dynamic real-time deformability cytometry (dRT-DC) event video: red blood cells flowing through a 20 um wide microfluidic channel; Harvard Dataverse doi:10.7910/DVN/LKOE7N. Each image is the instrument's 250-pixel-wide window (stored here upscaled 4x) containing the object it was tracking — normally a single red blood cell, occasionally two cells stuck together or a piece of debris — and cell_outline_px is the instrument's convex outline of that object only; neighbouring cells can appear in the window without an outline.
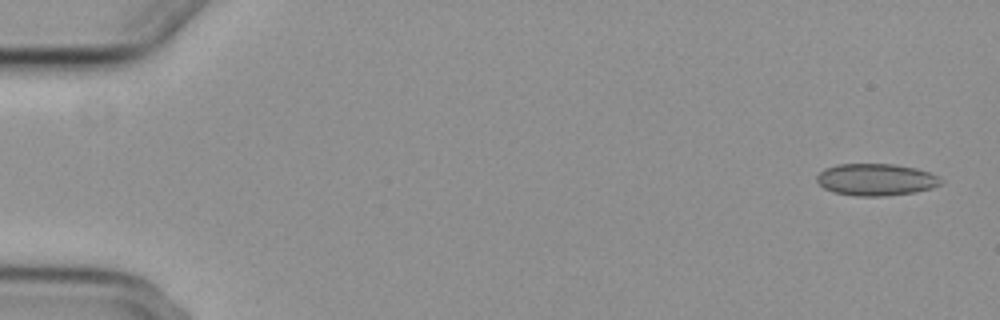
{"species": "common noctule bat (a hibernating species)", "species_latin": "Nyctalus noctula", "temperature_condition": "cold", "stored_images_in_passage": 5, "camera_frame_rate_fps": 3000, "um_per_image_px": 0.085, "animal": {"sex": "female", "body_mass_g": 29.2, "forearm_length_mm": 56.3}, "frame": {"image": 1, "passage_image": 1, "time_ms": 0.0, "image_size_px": [1000, 320], "cell_outline_px": [[944, 180], [940, 184], [932, 188], [916, 192], [880, 196], [856, 196], [832, 192], [824, 188], [816, 180], [816, 176], [824, 168], [836, 164], [896, 164], [916, 168], [928, 172]], "centroid_in_image_um": [74.43, 15.26], "position_along_channel_um": 10.6, "area_um2": 23.18}}
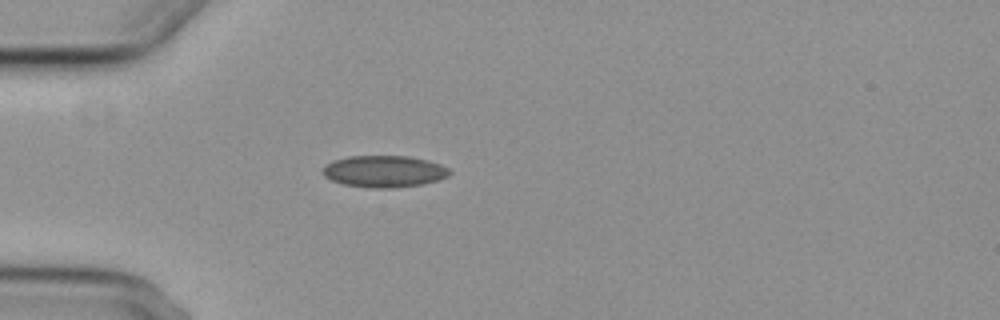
{"frame": {"image": 2, "passage_image": 5, "time_ms": 4.667, "image_size_px": [1000, 320], "cell_outline_px": [[452, 172], [448, 176], [424, 184], [392, 188], [368, 188], [344, 184], [332, 180], [324, 176], [324, 168], [332, 160], [348, 156], [408, 156], [428, 160], [440, 164], [448, 168]], "centroid_in_image_um": [32.67, 14.57], "position_along_channel_um": 52.3, "area_um2": 23.41}}